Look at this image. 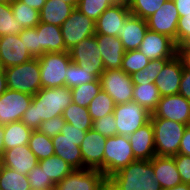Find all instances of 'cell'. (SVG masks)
<instances>
[{
	"label": "cell",
	"mask_w": 190,
	"mask_h": 190,
	"mask_svg": "<svg viewBox=\"0 0 190 190\" xmlns=\"http://www.w3.org/2000/svg\"><path fill=\"white\" fill-rule=\"evenodd\" d=\"M151 164L153 165L154 178L162 189L173 188L182 183L174 157L156 155L151 159Z\"/></svg>",
	"instance_id": "obj_24"
},
{
	"label": "cell",
	"mask_w": 190,
	"mask_h": 190,
	"mask_svg": "<svg viewBox=\"0 0 190 190\" xmlns=\"http://www.w3.org/2000/svg\"><path fill=\"white\" fill-rule=\"evenodd\" d=\"M117 135L129 136L150 121L151 113L139 103L131 101L115 105L113 111Z\"/></svg>",
	"instance_id": "obj_7"
},
{
	"label": "cell",
	"mask_w": 190,
	"mask_h": 190,
	"mask_svg": "<svg viewBox=\"0 0 190 190\" xmlns=\"http://www.w3.org/2000/svg\"><path fill=\"white\" fill-rule=\"evenodd\" d=\"M133 0H122V4H125V5H130L132 3Z\"/></svg>",
	"instance_id": "obj_60"
},
{
	"label": "cell",
	"mask_w": 190,
	"mask_h": 190,
	"mask_svg": "<svg viewBox=\"0 0 190 190\" xmlns=\"http://www.w3.org/2000/svg\"><path fill=\"white\" fill-rule=\"evenodd\" d=\"M38 165L54 184L58 183L64 177L69 175L73 170H75L64 159L55 154L49 158L38 161Z\"/></svg>",
	"instance_id": "obj_29"
},
{
	"label": "cell",
	"mask_w": 190,
	"mask_h": 190,
	"mask_svg": "<svg viewBox=\"0 0 190 190\" xmlns=\"http://www.w3.org/2000/svg\"><path fill=\"white\" fill-rule=\"evenodd\" d=\"M183 69V61L178 55L170 59L164 65L154 82L160 92L161 97L176 95L179 93Z\"/></svg>",
	"instance_id": "obj_18"
},
{
	"label": "cell",
	"mask_w": 190,
	"mask_h": 190,
	"mask_svg": "<svg viewBox=\"0 0 190 190\" xmlns=\"http://www.w3.org/2000/svg\"><path fill=\"white\" fill-rule=\"evenodd\" d=\"M172 58H161L150 60L148 65L131 75L132 83L134 85H141L145 83H154L157 75L163 69L164 65Z\"/></svg>",
	"instance_id": "obj_36"
},
{
	"label": "cell",
	"mask_w": 190,
	"mask_h": 190,
	"mask_svg": "<svg viewBox=\"0 0 190 190\" xmlns=\"http://www.w3.org/2000/svg\"><path fill=\"white\" fill-rule=\"evenodd\" d=\"M8 2H11V0H0V4L1 3H8Z\"/></svg>",
	"instance_id": "obj_62"
},
{
	"label": "cell",
	"mask_w": 190,
	"mask_h": 190,
	"mask_svg": "<svg viewBox=\"0 0 190 190\" xmlns=\"http://www.w3.org/2000/svg\"><path fill=\"white\" fill-rule=\"evenodd\" d=\"M3 136H4V125L0 124V157H2L3 152L5 151Z\"/></svg>",
	"instance_id": "obj_56"
},
{
	"label": "cell",
	"mask_w": 190,
	"mask_h": 190,
	"mask_svg": "<svg viewBox=\"0 0 190 190\" xmlns=\"http://www.w3.org/2000/svg\"><path fill=\"white\" fill-rule=\"evenodd\" d=\"M65 124L66 121L64 120L63 115H60L42 122L37 130L40 133L53 138L61 132V129Z\"/></svg>",
	"instance_id": "obj_47"
},
{
	"label": "cell",
	"mask_w": 190,
	"mask_h": 190,
	"mask_svg": "<svg viewBox=\"0 0 190 190\" xmlns=\"http://www.w3.org/2000/svg\"><path fill=\"white\" fill-rule=\"evenodd\" d=\"M178 12H190V0H173Z\"/></svg>",
	"instance_id": "obj_53"
},
{
	"label": "cell",
	"mask_w": 190,
	"mask_h": 190,
	"mask_svg": "<svg viewBox=\"0 0 190 190\" xmlns=\"http://www.w3.org/2000/svg\"><path fill=\"white\" fill-rule=\"evenodd\" d=\"M178 94L182 95L190 102V69L185 67L183 69Z\"/></svg>",
	"instance_id": "obj_50"
},
{
	"label": "cell",
	"mask_w": 190,
	"mask_h": 190,
	"mask_svg": "<svg viewBox=\"0 0 190 190\" xmlns=\"http://www.w3.org/2000/svg\"><path fill=\"white\" fill-rule=\"evenodd\" d=\"M28 146L30 150L36 155L38 161L49 158L55 154L52 139L38 130H33Z\"/></svg>",
	"instance_id": "obj_34"
},
{
	"label": "cell",
	"mask_w": 190,
	"mask_h": 190,
	"mask_svg": "<svg viewBox=\"0 0 190 190\" xmlns=\"http://www.w3.org/2000/svg\"><path fill=\"white\" fill-rule=\"evenodd\" d=\"M136 160H151L155 154L154 129L151 121L128 136Z\"/></svg>",
	"instance_id": "obj_21"
},
{
	"label": "cell",
	"mask_w": 190,
	"mask_h": 190,
	"mask_svg": "<svg viewBox=\"0 0 190 190\" xmlns=\"http://www.w3.org/2000/svg\"><path fill=\"white\" fill-rule=\"evenodd\" d=\"M7 90L6 74L2 67H0V95Z\"/></svg>",
	"instance_id": "obj_55"
},
{
	"label": "cell",
	"mask_w": 190,
	"mask_h": 190,
	"mask_svg": "<svg viewBox=\"0 0 190 190\" xmlns=\"http://www.w3.org/2000/svg\"><path fill=\"white\" fill-rule=\"evenodd\" d=\"M135 160L128 136L115 135L106 138L103 174L107 178Z\"/></svg>",
	"instance_id": "obj_5"
},
{
	"label": "cell",
	"mask_w": 190,
	"mask_h": 190,
	"mask_svg": "<svg viewBox=\"0 0 190 190\" xmlns=\"http://www.w3.org/2000/svg\"><path fill=\"white\" fill-rule=\"evenodd\" d=\"M23 30L13 17L10 2L0 4V37L4 35H19Z\"/></svg>",
	"instance_id": "obj_39"
},
{
	"label": "cell",
	"mask_w": 190,
	"mask_h": 190,
	"mask_svg": "<svg viewBox=\"0 0 190 190\" xmlns=\"http://www.w3.org/2000/svg\"><path fill=\"white\" fill-rule=\"evenodd\" d=\"M32 129L27 127L22 121L11 122L4 125V147L5 150L27 145Z\"/></svg>",
	"instance_id": "obj_28"
},
{
	"label": "cell",
	"mask_w": 190,
	"mask_h": 190,
	"mask_svg": "<svg viewBox=\"0 0 190 190\" xmlns=\"http://www.w3.org/2000/svg\"><path fill=\"white\" fill-rule=\"evenodd\" d=\"M106 183L107 177L97 169H75L54 190H101Z\"/></svg>",
	"instance_id": "obj_11"
},
{
	"label": "cell",
	"mask_w": 190,
	"mask_h": 190,
	"mask_svg": "<svg viewBox=\"0 0 190 190\" xmlns=\"http://www.w3.org/2000/svg\"><path fill=\"white\" fill-rule=\"evenodd\" d=\"M71 103L72 92L67 86L41 88L33 95L21 121L32 130H37L42 122L63 115V111Z\"/></svg>",
	"instance_id": "obj_1"
},
{
	"label": "cell",
	"mask_w": 190,
	"mask_h": 190,
	"mask_svg": "<svg viewBox=\"0 0 190 190\" xmlns=\"http://www.w3.org/2000/svg\"><path fill=\"white\" fill-rule=\"evenodd\" d=\"M19 1L30 6L31 8H34L35 10H37L39 12L46 2V0H19Z\"/></svg>",
	"instance_id": "obj_54"
},
{
	"label": "cell",
	"mask_w": 190,
	"mask_h": 190,
	"mask_svg": "<svg viewBox=\"0 0 190 190\" xmlns=\"http://www.w3.org/2000/svg\"><path fill=\"white\" fill-rule=\"evenodd\" d=\"M52 139L55 155L64 159L74 169H83V160L80 150L82 141H73L59 133Z\"/></svg>",
	"instance_id": "obj_26"
},
{
	"label": "cell",
	"mask_w": 190,
	"mask_h": 190,
	"mask_svg": "<svg viewBox=\"0 0 190 190\" xmlns=\"http://www.w3.org/2000/svg\"><path fill=\"white\" fill-rule=\"evenodd\" d=\"M148 30L147 21L140 17L130 14L118 32L125 51L138 50L143 38Z\"/></svg>",
	"instance_id": "obj_23"
},
{
	"label": "cell",
	"mask_w": 190,
	"mask_h": 190,
	"mask_svg": "<svg viewBox=\"0 0 190 190\" xmlns=\"http://www.w3.org/2000/svg\"><path fill=\"white\" fill-rule=\"evenodd\" d=\"M160 98L161 95L155 83L134 85L132 101L139 103L151 114L155 111Z\"/></svg>",
	"instance_id": "obj_30"
},
{
	"label": "cell",
	"mask_w": 190,
	"mask_h": 190,
	"mask_svg": "<svg viewBox=\"0 0 190 190\" xmlns=\"http://www.w3.org/2000/svg\"><path fill=\"white\" fill-rule=\"evenodd\" d=\"M180 15L173 0H167L146 19L148 30L167 35L176 43L177 26Z\"/></svg>",
	"instance_id": "obj_13"
},
{
	"label": "cell",
	"mask_w": 190,
	"mask_h": 190,
	"mask_svg": "<svg viewBox=\"0 0 190 190\" xmlns=\"http://www.w3.org/2000/svg\"><path fill=\"white\" fill-rule=\"evenodd\" d=\"M87 131L78 129L74 127L72 124L67 123L61 129V134H63L66 138L73 141H83L85 134Z\"/></svg>",
	"instance_id": "obj_49"
},
{
	"label": "cell",
	"mask_w": 190,
	"mask_h": 190,
	"mask_svg": "<svg viewBox=\"0 0 190 190\" xmlns=\"http://www.w3.org/2000/svg\"><path fill=\"white\" fill-rule=\"evenodd\" d=\"M32 99L30 94L7 89L0 95V124L21 121Z\"/></svg>",
	"instance_id": "obj_12"
},
{
	"label": "cell",
	"mask_w": 190,
	"mask_h": 190,
	"mask_svg": "<svg viewBox=\"0 0 190 190\" xmlns=\"http://www.w3.org/2000/svg\"><path fill=\"white\" fill-rule=\"evenodd\" d=\"M74 7L63 0H46L39 12L40 22L61 27Z\"/></svg>",
	"instance_id": "obj_27"
},
{
	"label": "cell",
	"mask_w": 190,
	"mask_h": 190,
	"mask_svg": "<svg viewBox=\"0 0 190 190\" xmlns=\"http://www.w3.org/2000/svg\"><path fill=\"white\" fill-rule=\"evenodd\" d=\"M64 2L72 5L74 8H77L79 0H63Z\"/></svg>",
	"instance_id": "obj_58"
},
{
	"label": "cell",
	"mask_w": 190,
	"mask_h": 190,
	"mask_svg": "<svg viewBox=\"0 0 190 190\" xmlns=\"http://www.w3.org/2000/svg\"><path fill=\"white\" fill-rule=\"evenodd\" d=\"M116 190H163L154 178L151 160H135L107 178Z\"/></svg>",
	"instance_id": "obj_2"
},
{
	"label": "cell",
	"mask_w": 190,
	"mask_h": 190,
	"mask_svg": "<svg viewBox=\"0 0 190 190\" xmlns=\"http://www.w3.org/2000/svg\"><path fill=\"white\" fill-rule=\"evenodd\" d=\"M10 4L13 17L18 21L23 29L35 28L39 24V11L19 0H11Z\"/></svg>",
	"instance_id": "obj_31"
},
{
	"label": "cell",
	"mask_w": 190,
	"mask_h": 190,
	"mask_svg": "<svg viewBox=\"0 0 190 190\" xmlns=\"http://www.w3.org/2000/svg\"><path fill=\"white\" fill-rule=\"evenodd\" d=\"M68 52L73 63L90 70L93 75L100 79L105 68L95 35L81 40Z\"/></svg>",
	"instance_id": "obj_9"
},
{
	"label": "cell",
	"mask_w": 190,
	"mask_h": 190,
	"mask_svg": "<svg viewBox=\"0 0 190 190\" xmlns=\"http://www.w3.org/2000/svg\"><path fill=\"white\" fill-rule=\"evenodd\" d=\"M21 41H24L27 50L34 58L40 57V45L36 28L23 29L19 33Z\"/></svg>",
	"instance_id": "obj_45"
},
{
	"label": "cell",
	"mask_w": 190,
	"mask_h": 190,
	"mask_svg": "<svg viewBox=\"0 0 190 190\" xmlns=\"http://www.w3.org/2000/svg\"><path fill=\"white\" fill-rule=\"evenodd\" d=\"M7 89L35 95L41 88V70L38 58L4 69Z\"/></svg>",
	"instance_id": "obj_4"
},
{
	"label": "cell",
	"mask_w": 190,
	"mask_h": 190,
	"mask_svg": "<svg viewBox=\"0 0 190 190\" xmlns=\"http://www.w3.org/2000/svg\"><path fill=\"white\" fill-rule=\"evenodd\" d=\"M138 50L150 60L174 58L178 53V47L172 38L150 30H147Z\"/></svg>",
	"instance_id": "obj_15"
},
{
	"label": "cell",
	"mask_w": 190,
	"mask_h": 190,
	"mask_svg": "<svg viewBox=\"0 0 190 190\" xmlns=\"http://www.w3.org/2000/svg\"><path fill=\"white\" fill-rule=\"evenodd\" d=\"M101 88L113 99L115 105L133 100L134 84L131 75L122 69L105 70L100 76Z\"/></svg>",
	"instance_id": "obj_8"
},
{
	"label": "cell",
	"mask_w": 190,
	"mask_h": 190,
	"mask_svg": "<svg viewBox=\"0 0 190 190\" xmlns=\"http://www.w3.org/2000/svg\"><path fill=\"white\" fill-rule=\"evenodd\" d=\"M63 118L67 123L78 129L88 131L92 129L93 120L88 112V108L71 103L63 111Z\"/></svg>",
	"instance_id": "obj_32"
},
{
	"label": "cell",
	"mask_w": 190,
	"mask_h": 190,
	"mask_svg": "<svg viewBox=\"0 0 190 190\" xmlns=\"http://www.w3.org/2000/svg\"><path fill=\"white\" fill-rule=\"evenodd\" d=\"M173 157L182 183L190 184V156L177 154Z\"/></svg>",
	"instance_id": "obj_48"
},
{
	"label": "cell",
	"mask_w": 190,
	"mask_h": 190,
	"mask_svg": "<svg viewBox=\"0 0 190 190\" xmlns=\"http://www.w3.org/2000/svg\"><path fill=\"white\" fill-rule=\"evenodd\" d=\"M178 154L190 156V125H187L182 136Z\"/></svg>",
	"instance_id": "obj_51"
},
{
	"label": "cell",
	"mask_w": 190,
	"mask_h": 190,
	"mask_svg": "<svg viewBox=\"0 0 190 190\" xmlns=\"http://www.w3.org/2000/svg\"><path fill=\"white\" fill-rule=\"evenodd\" d=\"M101 89L100 79L72 88V102L78 104L81 107L87 108L92 99L99 93Z\"/></svg>",
	"instance_id": "obj_37"
},
{
	"label": "cell",
	"mask_w": 190,
	"mask_h": 190,
	"mask_svg": "<svg viewBox=\"0 0 190 190\" xmlns=\"http://www.w3.org/2000/svg\"><path fill=\"white\" fill-rule=\"evenodd\" d=\"M32 58L34 57L29 53L19 35L0 37V67L3 69L25 63Z\"/></svg>",
	"instance_id": "obj_17"
},
{
	"label": "cell",
	"mask_w": 190,
	"mask_h": 190,
	"mask_svg": "<svg viewBox=\"0 0 190 190\" xmlns=\"http://www.w3.org/2000/svg\"><path fill=\"white\" fill-rule=\"evenodd\" d=\"M106 137L90 129L80 145L83 160V169H97L103 173V157Z\"/></svg>",
	"instance_id": "obj_16"
},
{
	"label": "cell",
	"mask_w": 190,
	"mask_h": 190,
	"mask_svg": "<svg viewBox=\"0 0 190 190\" xmlns=\"http://www.w3.org/2000/svg\"><path fill=\"white\" fill-rule=\"evenodd\" d=\"M167 0H133L128 6L132 15L147 19Z\"/></svg>",
	"instance_id": "obj_42"
},
{
	"label": "cell",
	"mask_w": 190,
	"mask_h": 190,
	"mask_svg": "<svg viewBox=\"0 0 190 190\" xmlns=\"http://www.w3.org/2000/svg\"><path fill=\"white\" fill-rule=\"evenodd\" d=\"M116 125L114 114L110 113L93 121L92 129L108 138L117 135Z\"/></svg>",
	"instance_id": "obj_44"
},
{
	"label": "cell",
	"mask_w": 190,
	"mask_h": 190,
	"mask_svg": "<svg viewBox=\"0 0 190 190\" xmlns=\"http://www.w3.org/2000/svg\"><path fill=\"white\" fill-rule=\"evenodd\" d=\"M113 4H122V0H111Z\"/></svg>",
	"instance_id": "obj_61"
},
{
	"label": "cell",
	"mask_w": 190,
	"mask_h": 190,
	"mask_svg": "<svg viewBox=\"0 0 190 190\" xmlns=\"http://www.w3.org/2000/svg\"><path fill=\"white\" fill-rule=\"evenodd\" d=\"M61 31L65 47L70 50L81 40L96 34L95 21L74 8L70 16L61 25Z\"/></svg>",
	"instance_id": "obj_10"
},
{
	"label": "cell",
	"mask_w": 190,
	"mask_h": 190,
	"mask_svg": "<svg viewBox=\"0 0 190 190\" xmlns=\"http://www.w3.org/2000/svg\"><path fill=\"white\" fill-rule=\"evenodd\" d=\"M87 108L92 120L95 121L103 116L113 113L115 103L108 93L101 89L92 99Z\"/></svg>",
	"instance_id": "obj_35"
},
{
	"label": "cell",
	"mask_w": 190,
	"mask_h": 190,
	"mask_svg": "<svg viewBox=\"0 0 190 190\" xmlns=\"http://www.w3.org/2000/svg\"><path fill=\"white\" fill-rule=\"evenodd\" d=\"M27 178L31 190H54L55 188V184L38 164L27 174Z\"/></svg>",
	"instance_id": "obj_43"
},
{
	"label": "cell",
	"mask_w": 190,
	"mask_h": 190,
	"mask_svg": "<svg viewBox=\"0 0 190 190\" xmlns=\"http://www.w3.org/2000/svg\"><path fill=\"white\" fill-rule=\"evenodd\" d=\"M112 5L111 0H79L77 9L96 22L100 15Z\"/></svg>",
	"instance_id": "obj_41"
},
{
	"label": "cell",
	"mask_w": 190,
	"mask_h": 190,
	"mask_svg": "<svg viewBox=\"0 0 190 190\" xmlns=\"http://www.w3.org/2000/svg\"><path fill=\"white\" fill-rule=\"evenodd\" d=\"M180 18L177 26V47L190 43V12H179Z\"/></svg>",
	"instance_id": "obj_46"
},
{
	"label": "cell",
	"mask_w": 190,
	"mask_h": 190,
	"mask_svg": "<svg viewBox=\"0 0 190 190\" xmlns=\"http://www.w3.org/2000/svg\"><path fill=\"white\" fill-rule=\"evenodd\" d=\"M101 190H116L114 187H112L108 182L102 187Z\"/></svg>",
	"instance_id": "obj_59"
},
{
	"label": "cell",
	"mask_w": 190,
	"mask_h": 190,
	"mask_svg": "<svg viewBox=\"0 0 190 190\" xmlns=\"http://www.w3.org/2000/svg\"><path fill=\"white\" fill-rule=\"evenodd\" d=\"M177 55L183 61L184 67L190 69V43L179 46Z\"/></svg>",
	"instance_id": "obj_52"
},
{
	"label": "cell",
	"mask_w": 190,
	"mask_h": 190,
	"mask_svg": "<svg viewBox=\"0 0 190 190\" xmlns=\"http://www.w3.org/2000/svg\"><path fill=\"white\" fill-rule=\"evenodd\" d=\"M150 118H164L190 125V102L180 94L161 97Z\"/></svg>",
	"instance_id": "obj_14"
},
{
	"label": "cell",
	"mask_w": 190,
	"mask_h": 190,
	"mask_svg": "<svg viewBox=\"0 0 190 190\" xmlns=\"http://www.w3.org/2000/svg\"><path fill=\"white\" fill-rule=\"evenodd\" d=\"M65 86L72 89L88 82L96 81L98 78L90 70L71 62L65 72Z\"/></svg>",
	"instance_id": "obj_38"
},
{
	"label": "cell",
	"mask_w": 190,
	"mask_h": 190,
	"mask_svg": "<svg viewBox=\"0 0 190 190\" xmlns=\"http://www.w3.org/2000/svg\"><path fill=\"white\" fill-rule=\"evenodd\" d=\"M130 14L128 5L113 4L96 20V34L118 37V32H121L122 26H124L125 20Z\"/></svg>",
	"instance_id": "obj_19"
},
{
	"label": "cell",
	"mask_w": 190,
	"mask_h": 190,
	"mask_svg": "<svg viewBox=\"0 0 190 190\" xmlns=\"http://www.w3.org/2000/svg\"><path fill=\"white\" fill-rule=\"evenodd\" d=\"M42 88L65 86V72L72 62L69 52L44 53L39 58Z\"/></svg>",
	"instance_id": "obj_6"
},
{
	"label": "cell",
	"mask_w": 190,
	"mask_h": 190,
	"mask_svg": "<svg viewBox=\"0 0 190 190\" xmlns=\"http://www.w3.org/2000/svg\"><path fill=\"white\" fill-rule=\"evenodd\" d=\"M105 70L121 69L125 49L119 37L95 34Z\"/></svg>",
	"instance_id": "obj_22"
},
{
	"label": "cell",
	"mask_w": 190,
	"mask_h": 190,
	"mask_svg": "<svg viewBox=\"0 0 190 190\" xmlns=\"http://www.w3.org/2000/svg\"><path fill=\"white\" fill-rule=\"evenodd\" d=\"M35 28L38 31L40 56L44 53L68 51L63 41L61 27L39 22Z\"/></svg>",
	"instance_id": "obj_25"
},
{
	"label": "cell",
	"mask_w": 190,
	"mask_h": 190,
	"mask_svg": "<svg viewBox=\"0 0 190 190\" xmlns=\"http://www.w3.org/2000/svg\"><path fill=\"white\" fill-rule=\"evenodd\" d=\"M37 164L38 159L28 144L5 150L1 157L2 166L11 168L22 175H27Z\"/></svg>",
	"instance_id": "obj_20"
},
{
	"label": "cell",
	"mask_w": 190,
	"mask_h": 190,
	"mask_svg": "<svg viewBox=\"0 0 190 190\" xmlns=\"http://www.w3.org/2000/svg\"><path fill=\"white\" fill-rule=\"evenodd\" d=\"M0 190H31L27 175L15 170L0 166Z\"/></svg>",
	"instance_id": "obj_33"
},
{
	"label": "cell",
	"mask_w": 190,
	"mask_h": 190,
	"mask_svg": "<svg viewBox=\"0 0 190 190\" xmlns=\"http://www.w3.org/2000/svg\"><path fill=\"white\" fill-rule=\"evenodd\" d=\"M149 61L150 59L139 50L126 51L123 56L121 69L129 75H133L145 68Z\"/></svg>",
	"instance_id": "obj_40"
},
{
	"label": "cell",
	"mask_w": 190,
	"mask_h": 190,
	"mask_svg": "<svg viewBox=\"0 0 190 190\" xmlns=\"http://www.w3.org/2000/svg\"><path fill=\"white\" fill-rule=\"evenodd\" d=\"M163 190H190V184L180 183L174 186L173 188L163 189Z\"/></svg>",
	"instance_id": "obj_57"
},
{
	"label": "cell",
	"mask_w": 190,
	"mask_h": 190,
	"mask_svg": "<svg viewBox=\"0 0 190 190\" xmlns=\"http://www.w3.org/2000/svg\"><path fill=\"white\" fill-rule=\"evenodd\" d=\"M150 121L154 129L155 154L176 156L187 125L164 118H150Z\"/></svg>",
	"instance_id": "obj_3"
}]
</instances>
